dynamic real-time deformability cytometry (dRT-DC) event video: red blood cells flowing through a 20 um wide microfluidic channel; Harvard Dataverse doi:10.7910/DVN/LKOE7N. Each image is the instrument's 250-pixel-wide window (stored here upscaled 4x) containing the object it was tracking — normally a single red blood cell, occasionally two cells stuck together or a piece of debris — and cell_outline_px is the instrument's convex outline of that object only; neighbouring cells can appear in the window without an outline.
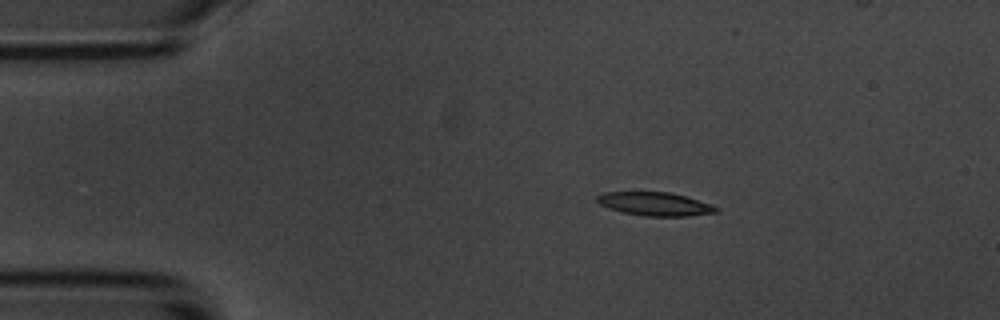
{"species": "common noctule bat (a hibernating species)", "species_latin": "Nyctalus noctula", "temperature_condition": "room temperature", "stored_images_in_passage": 9, "camera_frame_rate_fps": 3000, "um_per_image_px": 0.085, "animal": {"sex": "male", "body_mass_g": 20.1, "forearm_length_mm": 53.5}, "frame": {"image": 1, "passage_image": 2, "time_ms": 1.333, "image_size_px": [1000, 320], "cell_outline_px": [[720, 208], [716, 212], [688, 216], [644, 216], [624, 212], [608, 208], [600, 204], [596, 200], [596, 196], [604, 192], [668, 192], [684, 196], [712, 204]], "centroid_in_image_um": [55.67, 17.33], "position_along_channel_um": 29.3, "area_um2": 16.18}}
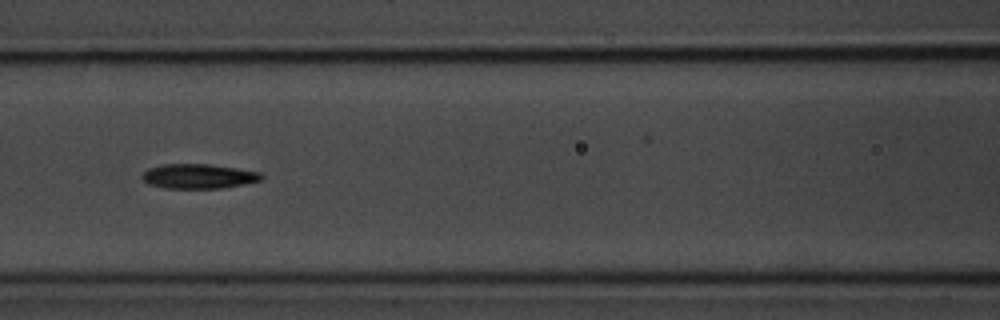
{"frame": {"image": 2, "passage_image": 6, "time_ms": 6.0, "image_size_px": [1000, 320], "cell_outline_px": [[264, 176], [260, 180], [244, 184], [220, 188], [164, 188], [148, 184], [140, 176], [148, 168], [164, 164], [208, 164], [236, 168], [260, 172]], "centroid_in_image_um": [16.85, 14.98], "position_along_channel_um": 149.8, "area_um2": 17.05}}
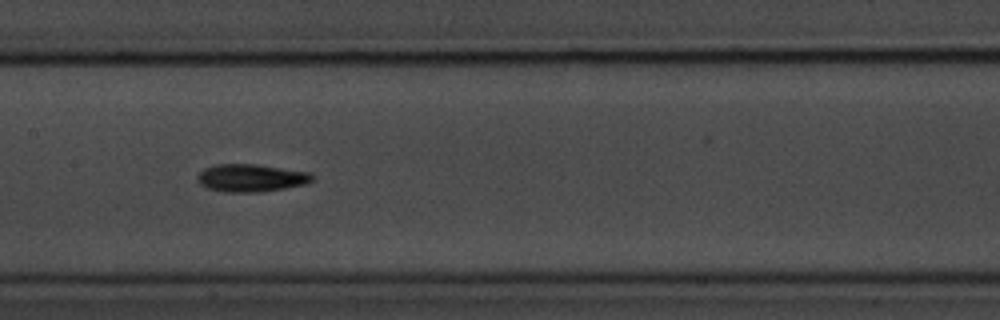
{"frame": {"image": 3, "passage_image": 7, "time_ms": 7.0, "image_size_px": [1000, 320], "cell_outline_px": [[312, 180], [304, 184], [284, 188], [260, 192], [224, 192], [208, 188], [200, 184], [196, 176], [204, 168], [216, 164], [256, 164], [308, 172], [312, 176]], "centroid_in_image_um": [21.28, 15.12], "position_along_channel_um": 186.1, "area_um2": 18.32}}